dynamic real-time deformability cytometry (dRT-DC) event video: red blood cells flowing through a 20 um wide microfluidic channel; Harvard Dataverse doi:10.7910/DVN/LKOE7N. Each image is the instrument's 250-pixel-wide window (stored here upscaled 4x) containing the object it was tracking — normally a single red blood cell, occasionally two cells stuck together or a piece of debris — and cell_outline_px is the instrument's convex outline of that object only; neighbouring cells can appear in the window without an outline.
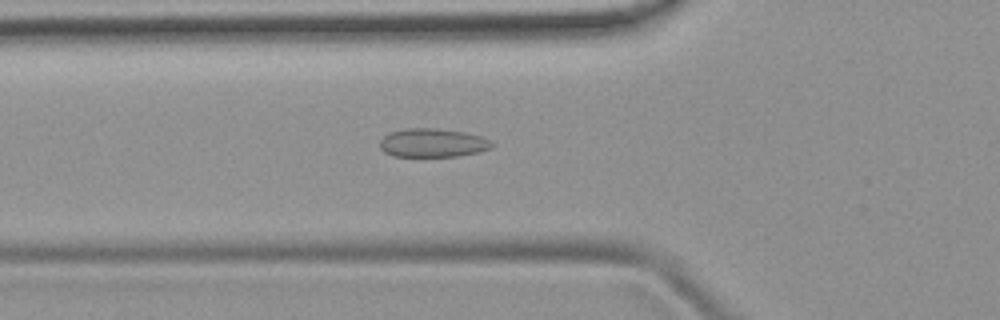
{"species": "common noctule bat (a hibernating species)", "species_latin": "Nyctalus noctula", "temperature_condition": "room temperature", "stored_images_in_passage": 47, "camera_frame_rate_fps": 3000, "um_per_image_px": 0.085, "animal": {"sex": "female", "body_mass_g": 19.9}, "frame": {"image": 1, "passage_image": 14, "time_ms": 4.333, "image_size_px": [1000, 320], "cell_outline_px": [[496, 144], [492, 148], [480, 152], [456, 156], [392, 156], [384, 152], [380, 148], [380, 140], [388, 132], [404, 128], [436, 128], [464, 132], [480, 136]], "centroid_in_image_um": [36.76, 12.14], "position_along_channel_um": 89.0, "area_um2": 18.84}}
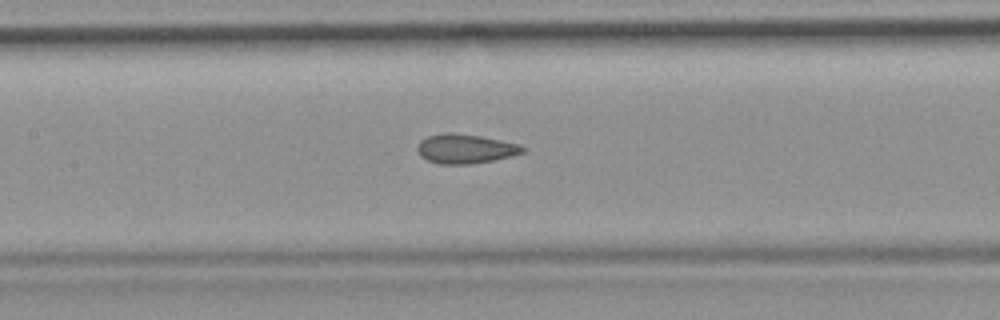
{"frame": {"image": 2, "passage_image": 20, "time_ms": 6.333, "image_size_px": [1000, 320], "cell_outline_px": [[528, 148], [524, 152], [512, 156], [492, 160], [468, 164], [440, 164], [428, 160], [420, 156], [416, 148], [420, 140], [428, 136], [444, 132], [452, 132], [480, 136], [520, 144]], "centroid_in_image_um": [39.55, 12.63], "position_along_channel_um": 167.8, "area_um2": 18.09}}
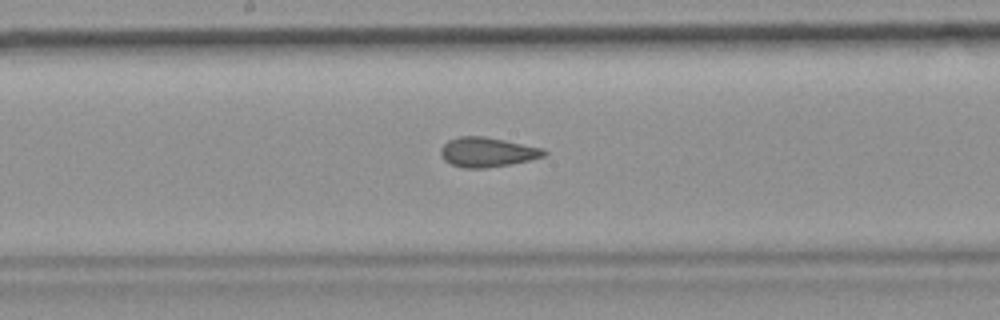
{"frame": {"image": 3, "passage_image": 23, "time_ms": 7.333, "image_size_px": [1000, 320], "cell_outline_px": [[548, 152], [544, 156], [512, 164], [484, 168], [464, 168], [452, 164], [444, 160], [440, 152], [440, 148], [448, 140], [460, 136], [484, 136], [544, 148]], "centroid_in_image_um": [41.42, 12.93], "position_along_channel_um": 206.8, "area_um2": 17.8}, "authors_computed_cell_mechanics": {"area_um2": 18.0914, "velocity_mm_per_s": 3.9187, "shape_relaxation_time_tau1_ms": null, "shape_relaxation_time_tau2_ms": 2.249, "deformation_change_tau1": null, "deformation_change_tau2": 0.0843}}